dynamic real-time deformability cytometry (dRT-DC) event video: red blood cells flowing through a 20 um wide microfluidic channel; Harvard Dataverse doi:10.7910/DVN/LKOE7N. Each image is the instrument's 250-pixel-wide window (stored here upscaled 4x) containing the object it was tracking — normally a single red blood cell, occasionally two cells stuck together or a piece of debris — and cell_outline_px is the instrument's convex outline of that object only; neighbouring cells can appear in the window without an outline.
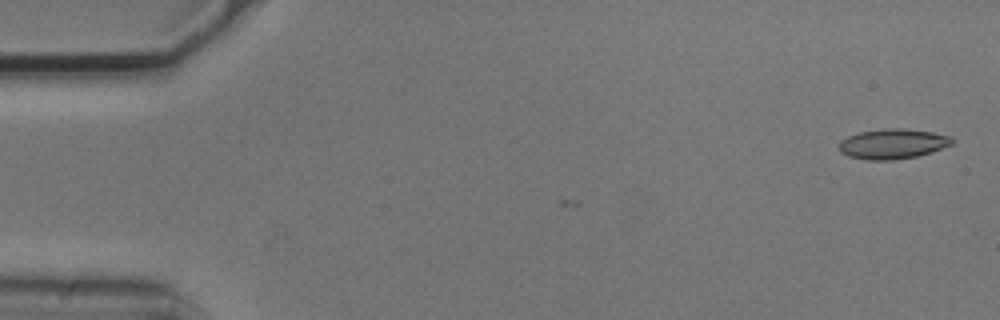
{"species": "common noctule bat (a hibernating species)", "species_latin": "Nyctalus noctula", "temperature_condition": "cold", "stored_images_in_passage": 3, "camera_frame_rate_fps": 3000, "um_per_image_px": 0.085, "animal": {"sex": "male", "body_mass_g": 20.5, "forearm_length_mm": 52.5}, "frame": {"image": 1, "passage_image": 3, "time_ms": 0.667, "image_size_px": [1000, 320], "cell_outline_px": [[956, 140], [952, 144], [932, 152], [916, 156], [892, 160], [868, 160], [848, 156], [840, 152], [840, 140], [848, 136], [860, 132], [884, 128], [904, 128], [932, 132], [952, 136]], "centroid_in_image_um": [75.91, 12.22], "position_along_channel_um": 9.1, "area_um2": 19.88}}